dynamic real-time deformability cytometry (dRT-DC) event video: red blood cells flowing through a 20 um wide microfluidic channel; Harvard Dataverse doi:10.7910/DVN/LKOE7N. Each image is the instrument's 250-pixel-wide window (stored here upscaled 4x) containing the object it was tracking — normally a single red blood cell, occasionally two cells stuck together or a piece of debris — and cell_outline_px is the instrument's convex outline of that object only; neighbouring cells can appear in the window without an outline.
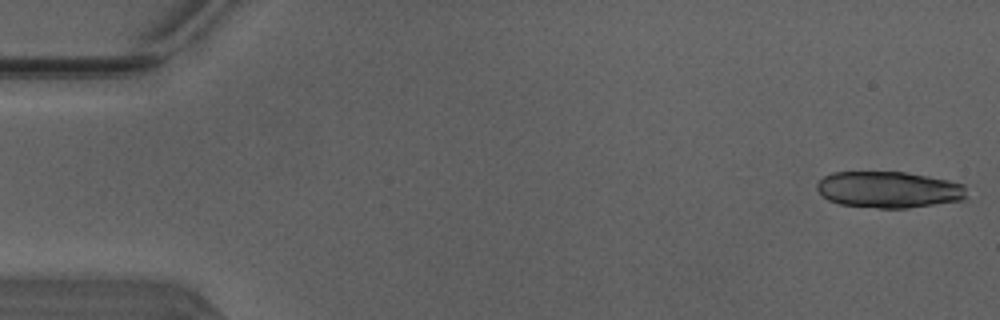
{"species": "Egyptian fruit bat (a non-hibernating species)", "species_latin": "Rousettus aegyptiacus", "temperature_condition": "warm", "stored_images_in_passage": 50, "segment_of_instrument_passage": [1, 2], "camera_frame_rate_fps": 3000, "um_per_image_px": 0.085, "animal": {"sex": "male"}, "frame": {"image": 1, "passage_image": 1, "time_ms": 0.0, "image_size_px": [1000, 320], "cell_outline_px": [[964, 200], [908, 208], [880, 208], [840, 204], [828, 200], [816, 188], [816, 184], [824, 176], [832, 172], [904, 172], [928, 176], [948, 180], [964, 184]], "centroid_in_image_um": [75.53, 16.11], "position_along_channel_um": 9.5, "area_um2": 31.62}}